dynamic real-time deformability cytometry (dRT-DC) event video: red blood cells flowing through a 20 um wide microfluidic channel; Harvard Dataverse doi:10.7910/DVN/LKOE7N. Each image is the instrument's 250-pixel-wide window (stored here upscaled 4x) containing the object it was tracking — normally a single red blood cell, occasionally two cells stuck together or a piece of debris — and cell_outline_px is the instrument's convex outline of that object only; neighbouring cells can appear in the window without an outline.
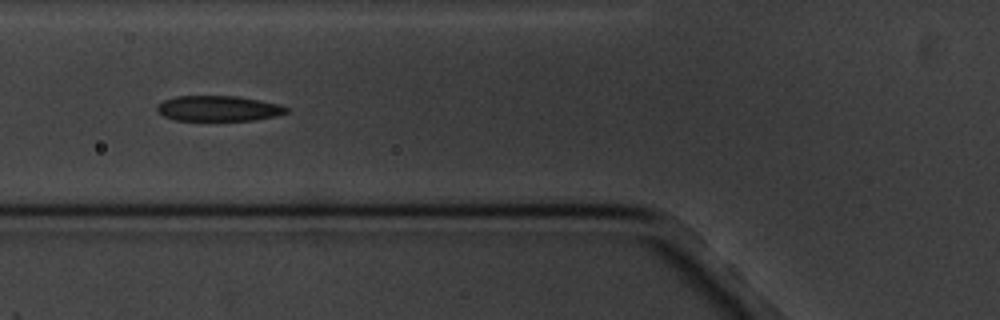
{"species": "common noctule bat (a hibernating species)", "species_latin": "Nyctalus noctula", "temperature_condition": "cold", "stored_images_in_passage": 11, "camera_frame_rate_fps": 3000, "um_per_image_px": 0.085, "animal": {"sex": "male", "body_mass_g": 20.1, "forearm_length_mm": 53.5}, "frame": {"image": 1, "passage_image": 5, "time_ms": 4.667, "image_size_px": [1000, 320], "cell_outline_px": [[288, 112], [276, 116], [256, 120], [176, 120], [164, 116], [156, 112], [156, 104], [164, 100], [176, 96], [236, 96], [260, 100], [280, 104], [288, 108]], "centroid_in_image_um": [18.55, 9.21], "position_along_channel_um": 107.2, "area_um2": 19.25}}
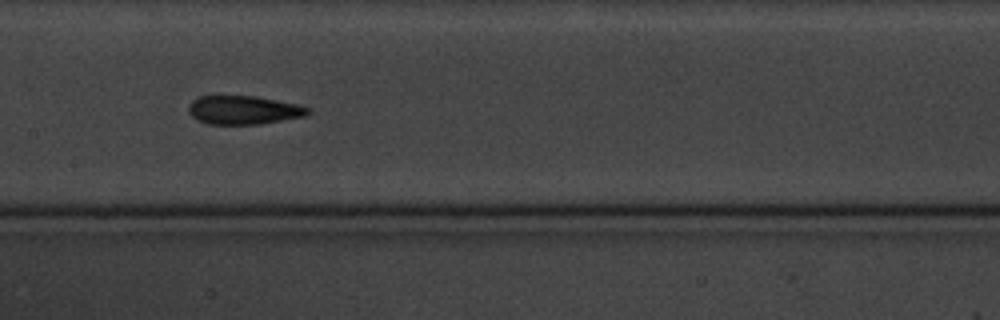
{"frame": {"image": 2, "passage_image": 7, "time_ms": 7.0, "image_size_px": [1000, 320], "cell_outline_px": [[308, 112], [304, 116], [260, 124], [208, 124], [196, 120], [188, 112], [188, 104], [192, 100], [200, 96], [256, 96], [296, 104], [308, 108]], "centroid_in_image_um": [20.63, 9.35], "position_along_channel_um": 186.8, "area_um2": 19.77}}
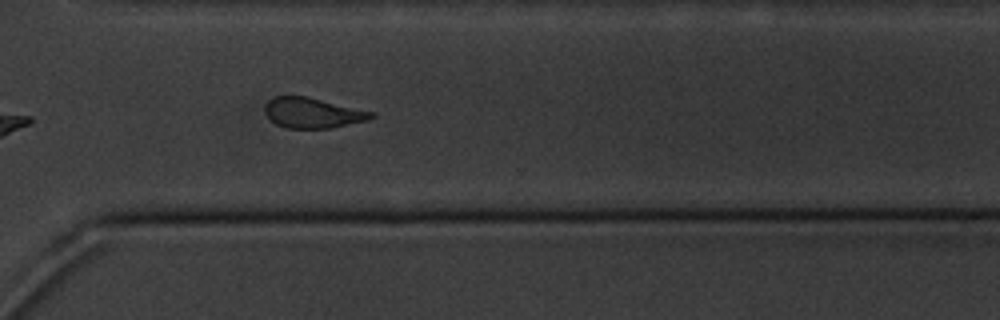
{"frame": {"image": 3, "passage_image": 11, "time_ms": 11.667, "image_size_px": [1000, 320], "cell_outline_px": [[376, 116], [368, 120], [332, 128], [288, 128], [276, 124], [264, 112], [264, 104], [268, 100], [276, 96], [308, 96], [376, 112]], "centroid_in_image_um": [26.61, 9.58], "position_along_channel_um": 344.0, "area_um2": 19.02}}